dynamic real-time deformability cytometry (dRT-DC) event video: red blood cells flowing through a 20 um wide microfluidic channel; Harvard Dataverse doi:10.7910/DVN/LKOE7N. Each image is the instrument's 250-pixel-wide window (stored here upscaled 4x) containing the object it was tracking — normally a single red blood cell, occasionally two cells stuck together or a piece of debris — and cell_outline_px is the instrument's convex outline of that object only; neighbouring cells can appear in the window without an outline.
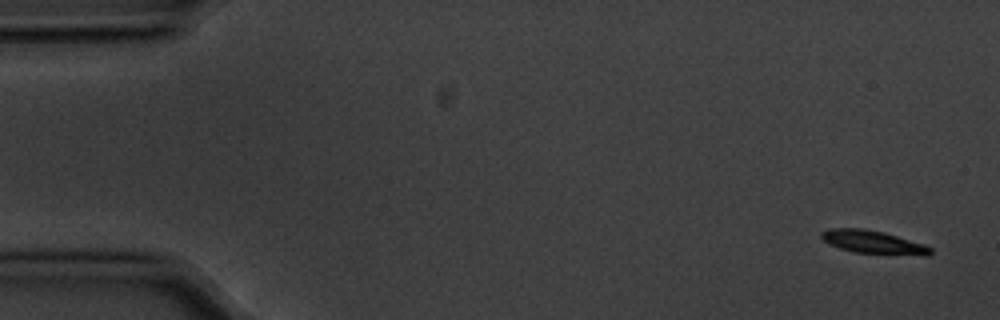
{"species": "common noctule bat (a hibernating species)", "species_latin": "Nyctalus noctula", "temperature_condition": "cold", "stored_images_in_passage": 5, "camera_frame_rate_fps": 3000, "um_per_image_px": 0.085, "animal": {"sex": "male", "body_mass_g": 20.1, "forearm_length_mm": 53.5}, "frame": {"image": 1, "passage_image": 1, "time_ms": 0.0, "image_size_px": [1000, 320], "cell_outline_px": [[932, 252], [928, 256], [924, 256], [852, 252], [828, 244], [820, 236], [820, 232], [828, 228], [864, 228], [884, 232], [924, 244], [932, 248]], "centroid_in_image_um": [74.21, 20.58], "position_along_channel_um": 10.8, "area_um2": 14.91}}